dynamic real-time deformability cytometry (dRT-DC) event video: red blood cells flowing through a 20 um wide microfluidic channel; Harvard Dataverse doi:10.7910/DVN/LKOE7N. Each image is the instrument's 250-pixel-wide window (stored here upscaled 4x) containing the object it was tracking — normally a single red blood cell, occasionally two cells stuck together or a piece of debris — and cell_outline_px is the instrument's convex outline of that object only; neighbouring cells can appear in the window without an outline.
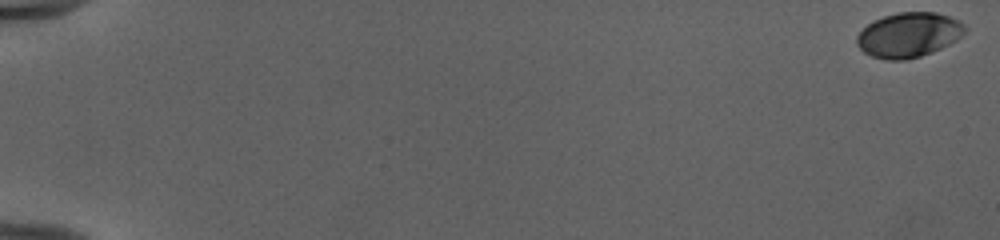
{"species": "human", "species_latin": "Homo sapiens", "temperature_condition": "cold", "stored_images_in_passage": 54, "camera_frame_rate_fps": 3000, "um_per_image_px": 0.085, "donor": {"sex": "female"}, "frame": {"image": 1, "passage_image": 1, "time_ms": 0.0, "image_size_px": [1000, 240], "cell_outline_px": [[968, 28], [956, 40], [932, 52], [920, 56], [904, 60], [888, 60], [872, 56], [864, 52], [856, 44], [856, 36], [872, 20], [884, 16], [900, 12], [936, 12], [960, 20]], "centroid_in_image_um": [77.24, 2.96], "position_along_channel_um": 7.8, "area_um2": 28.15}}
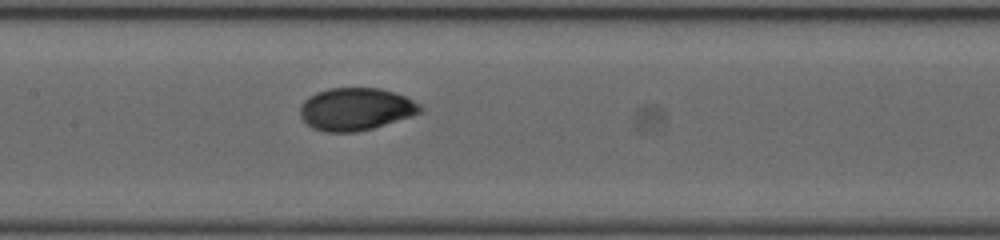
{"frame": {"image": 2, "passage_image": 29, "time_ms": 9.333, "image_size_px": [1000, 240], "cell_outline_px": [[424, 112], [412, 116], [372, 128], [356, 132], [328, 132], [312, 128], [300, 116], [300, 104], [308, 96], [316, 92], [328, 88], [380, 88], [404, 96], [420, 104], [424, 108]], "centroid_in_image_um": [30.24, 9.27], "position_along_channel_um": 177.2, "area_um2": 29.82}}
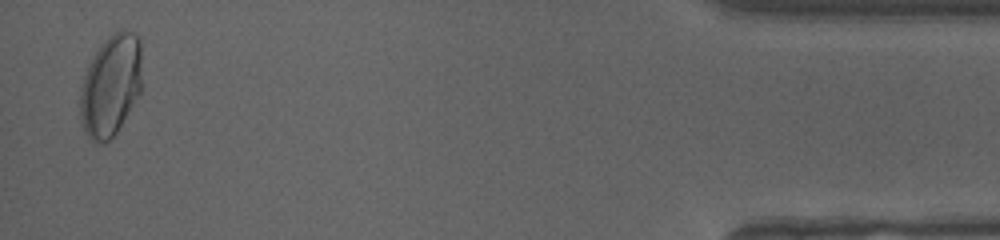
{"frame": {"image": 3, "passage_image": 53, "time_ms": 17.333, "image_size_px": [1000, 240], "cell_outline_px": [[144, 88], [116, 132], [108, 140], [100, 144], [88, 140], [84, 132], [80, 120], [80, 88], [88, 64], [92, 56], [100, 44], [112, 32], [120, 28], [124, 28], [140, 36]], "centroid_in_image_um": [9.44, 7.22], "position_along_channel_um": 425.8, "area_um2": 37.86}, "authors_computed_cell_mechanics": {"area_um2": 29.1312, "velocity_mm_per_s": 3.983, "shape_relaxation_time_tau1_ms": 2.9093, "shape_relaxation_time_tau2_ms": null, "deformation_change_tau1": 0.1423, "deformation_change_tau2": null}}